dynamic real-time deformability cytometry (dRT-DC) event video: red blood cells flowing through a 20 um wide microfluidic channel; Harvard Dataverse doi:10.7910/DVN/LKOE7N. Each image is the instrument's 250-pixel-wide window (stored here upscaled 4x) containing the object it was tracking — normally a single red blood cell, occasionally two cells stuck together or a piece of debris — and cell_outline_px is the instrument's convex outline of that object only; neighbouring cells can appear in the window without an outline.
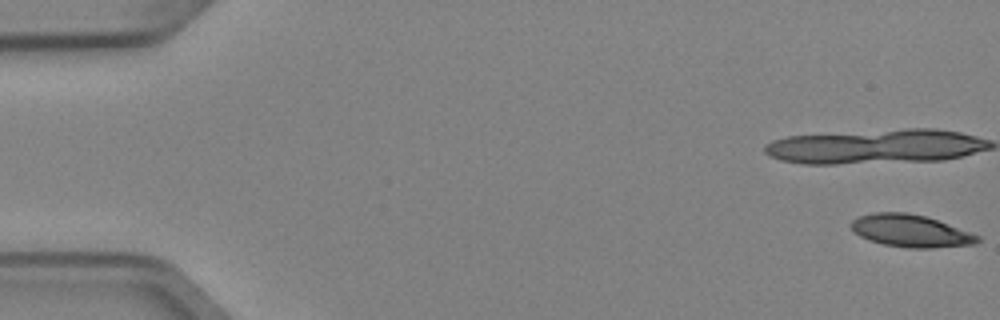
{"species": "Egyptian fruit bat (a non-hibernating species)", "species_latin": "Rousettus aegyptiacus", "temperature_condition": "cold", "stored_images_in_passage": 38, "camera_frame_rate_fps": 3000, "um_per_image_px": 0.085, "animal": {"sex": "female"}, "frame": {"image": 1, "passage_image": 1, "time_ms": 0.0, "image_size_px": [1000, 320], "cell_outline_px": [[980, 240], [976, 244], [932, 248], [908, 248], [884, 244], [868, 240], [860, 236], [848, 224], [852, 220], [860, 216], [876, 212], [908, 212], [924, 216], [948, 224], [980, 236]], "centroid_in_image_um": [77.39, 19.63], "position_along_channel_um": 7.6, "area_um2": 23.7}}